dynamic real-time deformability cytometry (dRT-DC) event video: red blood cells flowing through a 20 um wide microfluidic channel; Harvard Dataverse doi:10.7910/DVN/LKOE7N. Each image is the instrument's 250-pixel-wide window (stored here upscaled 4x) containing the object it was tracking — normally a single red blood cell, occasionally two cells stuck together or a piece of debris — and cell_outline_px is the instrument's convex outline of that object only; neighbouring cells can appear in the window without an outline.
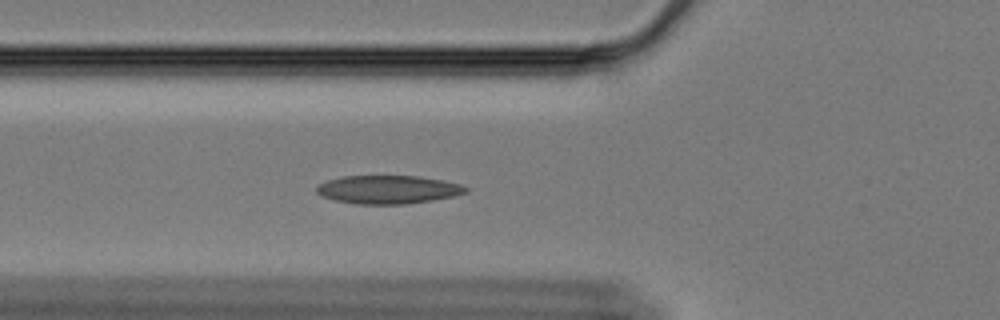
{"species": "Egyptian fruit bat (a non-hibernating species)", "species_latin": "Rousettus aegyptiacus", "temperature_condition": "cold", "stored_images_in_passage": 56, "camera_frame_rate_fps": 3000, "um_per_image_px": 0.085, "animal": {"sex": "female"}, "frame": {"image": 1, "passage_image": 18, "time_ms": 5.667, "image_size_px": [1000, 320], "cell_outline_px": [[468, 192], [456, 196], [432, 200], [404, 204], [356, 204], [336, 200], [320, 196], [316, 192], [316, 188], [320, 184], [328, 180], [344, 176], [420, 176], [444, 180], [460, 184], [468, 188]], "centroid_in_image_um": [33.01, 16.11], "position_along_channel_um": 92.8, "area_um2": 24.68}}
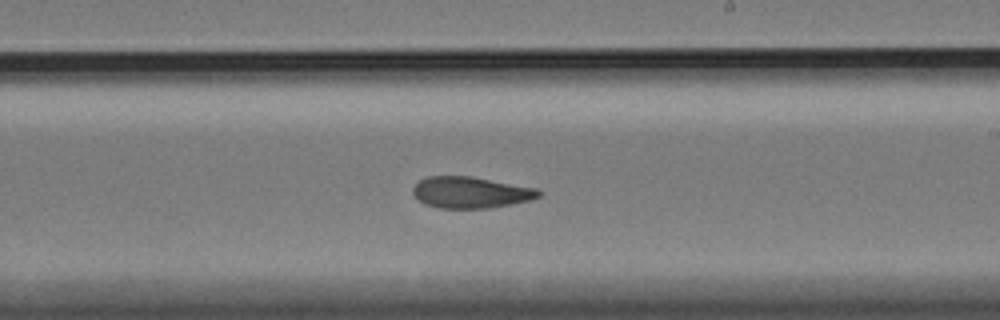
{"frame": {"image": 2, "passage_image": 32, "time_ms": 10.333, "image_size_px": [1000, 320], "cell_outline_px": [[544, 192], [540, 196], [532, 200], [488, 208], [440, 208], [424, 204], [412, 192], [412, 188], [420, 180], [428, 176], [472, 176], [536, 188]], "centroid_in_image_um": [40.03, 16.35], "position_along_channel_um": 249.0, "area_um2": 23.0}}
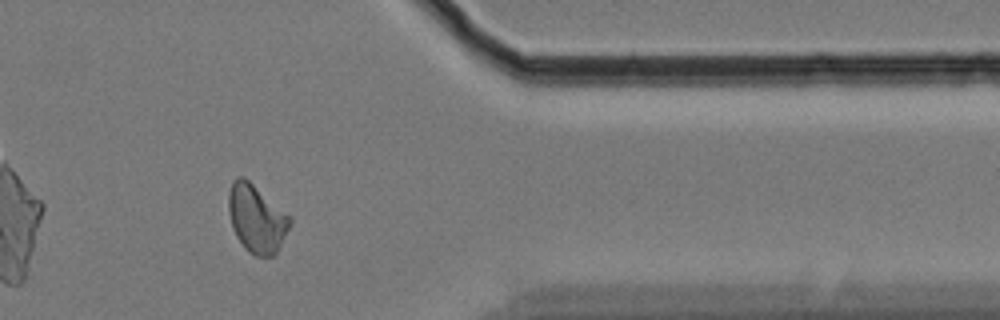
{"frame": {"image": 3, "passage_image": 46, "time_ms": 15.0, "image_size_px": [1000, 320], "cell_outline_px": [[292, 224], [276, 252], [272, 256], [256, 256], [248, 252], [244, 248], [236, 236], [232, 228], [228, 212], [228, 192], [232, 180], [236, 176], [244, 176], [292, 216]], "centroid_in_image_um": [21.8, 18.55], "position_along_channel_um": 389.6, "area_um2": 24.74}, "authors_computed_cell_mechanics": {"area_um2": 23.8136, "velocity_mm_per_s": 3.3343, "shape_relaxation_time_tau1_ms": null, "shape_relaxation_time_tau2_ms": 3.8482, "deformation_change_tau1": null, "deformation_change_tau2": 0.0987}}